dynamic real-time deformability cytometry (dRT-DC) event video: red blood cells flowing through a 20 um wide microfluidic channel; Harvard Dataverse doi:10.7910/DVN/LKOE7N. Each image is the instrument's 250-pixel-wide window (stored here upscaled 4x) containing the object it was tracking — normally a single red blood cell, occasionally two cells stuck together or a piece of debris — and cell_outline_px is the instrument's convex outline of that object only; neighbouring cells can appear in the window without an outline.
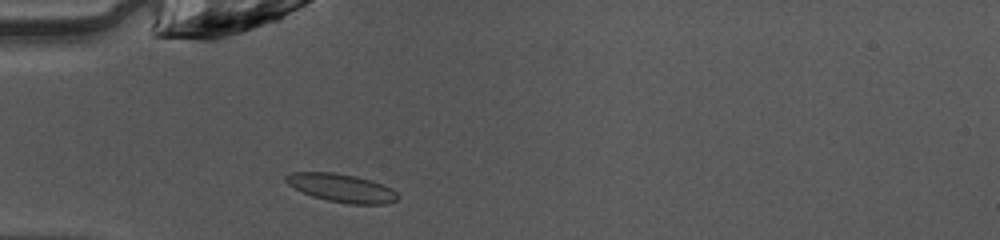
{"species": "common noctule bat (a hibernating species)", "species_latin": "Nyctalus noctula", "temperature_condition": "warm", "stored_images_in_passage": 36, "camera_frame_rate_fps": 3000, "um_per_image_px": 0.085, "animal": {"sex": "female", "body_mass_g": 10.0, "forearm_length_mm": 53.1}, "frame": {"image": 1, "passage_image": 2, "time_ms": 0.333, "image_size_px": [1000, 240], "cell_outline_px": [[400, 196], [396, 200], [388, 204], [348, 204], [328, 200], [312, 196], [288, 184], [284, 180], [284, 176], [288, 172], [332, 172], [356, 176], [372, 180], [392, 188]], "centroid_in_image_um": [29.05, 15.97], "position_along_channel_um": 56.0, "area_um2": 18.5}}
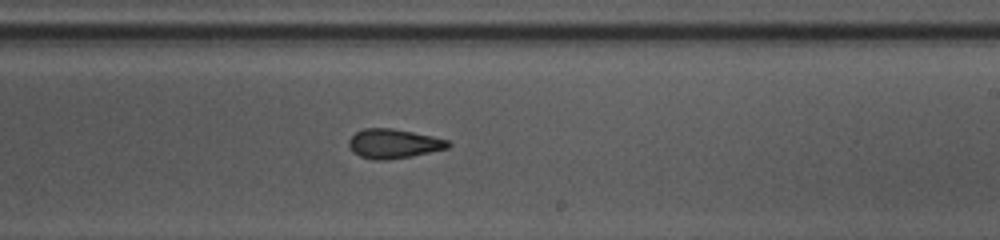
{"frame": {"image": 2, "passage_image": 17, "time_ms": 5.333, "image_size_px": [1000, 240], "cell_outline_px": [[452, 144], [448, 148], [412, 156], [388, 160], [372, 160], [360, 156], [352, 152], [348, 144], [348, 140], [356, 132], [364, 128], [392, 128], [432, 136], [448, 140]], "centroid_in_image_um": [33.44, 12.22], "position_along_channel_um": 255.6, "area_um2": 17.05}}
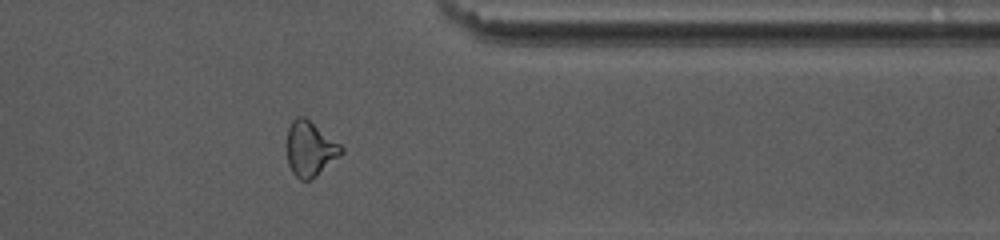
{"frame": {"image": 3, "passage_image": 27, "time_ms": 8.667, "image_size_px": [1000, 240], "cell_outline_px": [[344, 152], [340, 156], [312, 180], [300, 180], [292, 172], [288, 164], [284, 144], [288, 128], [292, 120], [296, 116], [304, 116], [340, 144], [344, 148]], "centroid_in_image_um": [26.31, 12.66], "position_along_channel_um": 385.1, "area_um2": 17.86}, "authors_computed_cell_mechanics": {"area_um2": 17.3978, "velocity_mm_per_s": 4.0954, "shape_relaxation_time_tau1_ms": null, "shape_relaxation_time_tau2_ms": 2.2951, "deformation_change_tau1": null, "deformation_change_tau2": 0.094}}